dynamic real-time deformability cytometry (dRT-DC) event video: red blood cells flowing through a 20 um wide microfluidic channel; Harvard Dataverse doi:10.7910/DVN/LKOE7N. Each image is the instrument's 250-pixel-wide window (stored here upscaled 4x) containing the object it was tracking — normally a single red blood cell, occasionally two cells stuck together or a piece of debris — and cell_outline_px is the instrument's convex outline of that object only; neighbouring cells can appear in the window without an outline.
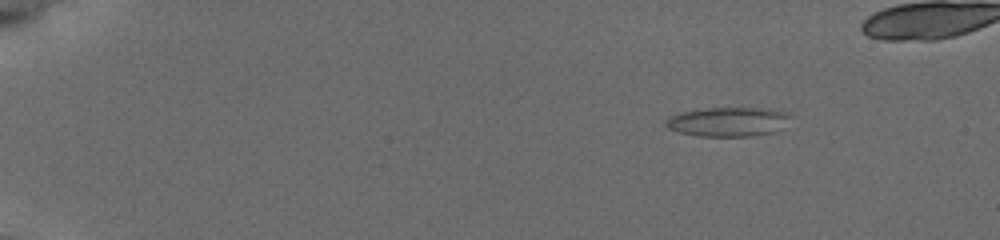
{"species": "common noctule bat (a hibernating species)", "species_latin": "Nyctalus noctula", "temperature_condition": "cold", "stored_images_in_passage": 27, "camera_frame_rate_fps": 3000, "um_per_image_px": 0.085, "animal": {"sex": "female", "body_mass_g": 19.5, "forearm_length_mm": 54.1}, "frame": {"image": 1, "passage_image": 1, "time_ms": 0.0, "image_size_px": [1000, 240], "cell_outline_px": [[788, 116], [772, 132], [748, 136], [696, 136], [680, 132], [668, 128], [664, 124], [664, 120], [668, 116], [680, 112], [704, 108], [776, 108], [788, 112]], "centroid_in_image_um": [61.76, 10.33], "position_along_channel_um": 23.2, "area_um2": 20.98}}
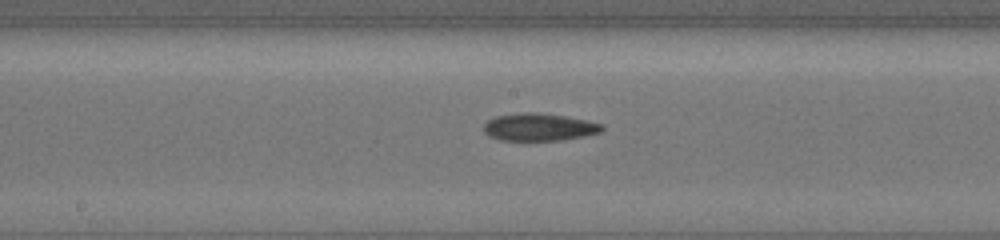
{"frame": {"image": 2, "passage_image": 12, "time_ms": 8.0, "image_size_px": [1000, 240], "cell_outline_px": [[604, 128], [600, 132], [584, 136], [560, 140], [500, 140], [488, 136], [484, 132], [484, 124], [488, 120], [496, 116], [520, 112], [536, 112], [568, 116], [600, 124]], "centroid_in_image_um": [45.78, 10.79], "position_along_channel_um": 202.4, "area_um2": 18.9}}
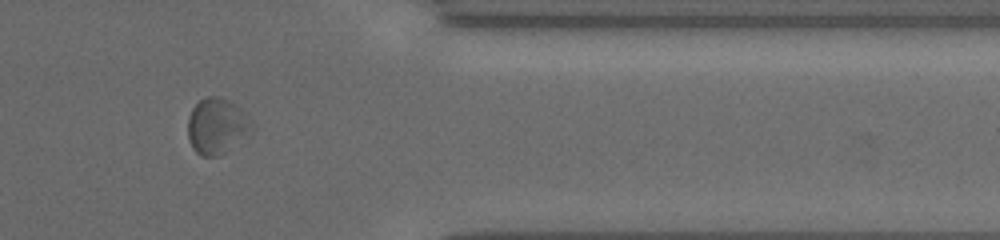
{"frame": {"image": 3, "passage_image": 23, "time_ms": 13.333, "image_size_px": [1000, 240], "cell_outline_px": [[256, 128], [252, 136], [220, 156], [200, 156], [192, 148], [188, 136], [188, 116], [192, 108], [200, 100], [208, 96], [220, 96], [228, 100], [240, 108], [256, 124]], "centroid_in_image_um": [18.52, 10.75], "position_along_channel_um": 392.9, "area_um2": 21.68}}